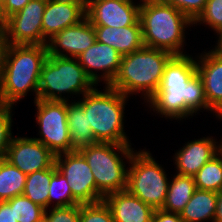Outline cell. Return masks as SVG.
Segmentation results:
<instances>
[{"instance_id": "52a82bcc", "label": "cell", "mask_w": 222, "mask_h": 222, "mask_svg": "<svg viewBox=\"0 0 222 222\" xmlns=\"http://www.w3.org/2000/svg\"><path fill=\"white\" fill-rule=\"evenodd\" d=\"M95 87L77 58L48 55L40 74L38 99L69 102V94L83 96Z\"/></svg>"}, {"instance_id": "4316f807", "label": "cell", "mask_w": 222, "mask_h": 222, "mask_svg": "<svg viewBox=\"0 0 222 222\" xmlns=\"http://www.w3.org/2000/svg\"><path fill=\"white\" fill-rule=\"evenodd\" d=\"M78 204L80 203L72 196L71 188L64 175L55 166V173L49 184L48 209L49 207H68Z\"/></svg>"}, {"instance_id": "7402d4cb", "label": "cell", "mask_w": 222, "mask_h": 222, "mask_svg": "<svg viewBox=\"0 0 222 222\" xmlns=\"http://www.w3.org/2000/svg\"><path fill=\"white\" fill-rule=\"evenodd\" d=\"M216 209L217 192L196 189L180 217L184 222H214Z\"/></svg>"}, {"instance_id": "ba28073f", "label": "cell", "mask_w": 222, "mask_h": 222, "mask_svg": "<svg viewBox=\"0 0 222 222\" xmlns=\"http://www.w3.org/2000/svg\"><path fill=\"white\" fill-rule=\"evenodd\" d=\"M150 151L134 150L128 162L126 190L153 209H162L166 201L170 177Z\"/></svg>"}, {"instance_id": "7c38bea8", "label": "cell", "mask_w": 222, "mask_h": 222, "mask_svg": "<svg viewBox=\"0 0 222 222\" xmlns=\"http://www.w3.org/2000/svg\"><path fill=\"white\" fill-rule=\"evenodd\" d=\"M141 1L134 0H89L86 3V18L93 26L125 27L141 25L139 21Z\"/></svg>"}, {"instance_id": "4fadbf2b", "label": "cell", "mask_w": 222, "mask_h": 222, "mask_svg": "<svg viewBox=\"0 0 222 222\" xmlns=\"http://www.w3.org/2000/svg\"><path fill=\"white\" fill-rule=\"evenodd\" d=\"M4 159L26 175L55 164V155L34 137L13 136Z\"/></svg>"}, {"instance_id": "9a60e30c", "label": "cell", "mask_w": 222, "mask_h": 222, "mask_svg": "<svg viewBox=\"0 0 222 222\" xmlns=\"http://www.w3.org/2000/svg\"><path fill=\"white\" fill-rule=\"evenodd\" d=\"M94 26L86 18L69 26L47 41L48 55L77 58L96 42Z\"/></svg>"}, {"instance_id": "d4e9b609", "label": "cell", "mask_w": 222, "mask_h": 222, "mask_svg": "<svg viewBox=\"0 0 222 222\" xmlns=\"http://www.w3.org/2000/svg\"><path fill=\"white\" fill-rule=\"evenodd\" d=\"M27 175L4 158H0V201L23 194Z\"/></svg>"}, {"instance_id": "ffe728a7", "label": "cell", "mask_w": 222, "mask_h": 222, "mask_svg": "<svg viewBox=\"0 0 222 222\" xmlns=\"http://www.w3.org/2000/svg\"><path fill=\"white\" fill-rule=\"evenodd\" d=\"M96 40L113 47L122 56L144 47L141 25L125 27L94 26Z\"/></svg>"}, {"instance_id": "e0dca14e", "label": "cell", "mask_w": 222, "mask_h": 222, "mask_svg": "<svg viewBox=\"0 0 222 222\" xmlns=\"http://www.w3.org/2000/svg\"><path fill=\"white\" fill-rule=\"evenodd\" d=\"M219 141L207 136L185 142L183 148L177 150L173 157L176 173L193 177L206 162L222 150V140Z\"/></svg>"}, {"instance_id": "d6986e66", "label": "cell", "mask_w": 222, "mask_h": 222, "mask_svg": "<svg viewBox=\"0 0 222 222\" xmlns=\"http://www.w3.org/2000/svg\"><path fill=\"white\" fill-rule=\"evenodd\" d=\"M103 200L110 208L114 222H152L155 209L127 190L110 193Z\"/></svg>"}, {"instance_id": "f1b7e54d", "label": "cell", "mask_w": 222, "mask_h": 222, "mask_svg": "<svg viewBox=\"0 0 222 222\" xmlns=\"http://www.w3.org/2000/svg\"><path fill=\"white\" fill-rule=\"evenodd\" d=\"M208 26L212 28L214 33L218 34L222 31V0H207L203 11L193 21V25Z\"/></svg>"}, {"instance_id": "8992f818", "label": "cell", "mask_w": 222, "mask_h": 222, "mask_svg": "<svg viewBox=\"0 0 222 222\" xmlns=\"http://www.w3.org/2000/svg\"><path fill=\"white\" fill-rule=\"evenodd\" d=\"M134 149L131 144L96 142L79 150L93 173L97 202L110 193L126 190L128 167L125 163L130 161Z\"/></svg>"}, {"instance_id": "ac0fdd59", "label": "cell", "mask_w": 222, "mask_h": 222, "mask_svg": "<svg viewBox=\"0 0 222 222\" xmlns=\"http://www.w3.org/2000/svg\"><path fill=\"white\" fill-rule=\"evenodd\" d=\"M196 57L197 73L202 79L208 106L222 120V56L215 50Z\"/></svg>"}, {"instance_id": "5b68a950", "label": "cell", "mask_w": 222, "mask_h": 222, "mask_svg": "<svg viewBox=\"0 0 222 222\" xmlns=\"http://www.w3.org/2000/svg\"><path fill=\"white\" fill-rule=\"evenodd\" d=\"M104 88L103 92L96 86L77 101L87 113L88 125L91 126L94 138L97 142L132 144L123 122L128 96L110 86Z\"/></svg>"}, {"instance_id": "2e32d148", "label": "cell", "mask_w": 222, "mask_h": 222, "mask_svg": "<svg viewBox=\"0 0 222 222\" xmlns=\"http://www.w3.org/2000/svg\"><path fill=\"white\" fill-rule=\"evenodd\" d=\"M86 19L85 0H47L42 18L43 38L48 41L63 29Z\"/></svg>"}, {"instance_id": "30bf717a", "label": "cell", "mask_w": 222, "mask_h": 222, "mask_svg": "<svg viewBox=\"0 0 222 222\" xmlns=\"http://www.w3.org/2000/svg\"><path fill=\"white\" fill-rule=\"evenodd\" d=\"M47 0H31L7 18L4 34L13 45H47L43 38L42 18Z\"/></svg>"}, {"instance_id": "8fae6325", "label": "cell", "mask_w": 222, "mask_h": 222, "mask_svg": "<svg viewBox=\"0 0 222 222\" xmlns=\"http://www.w3.org/2000/svg\"><path fill=\"white\" fill-rule=\"evenodd\" d=\"M55 166L64 175L72 196L80 204L97 202L96 182L85 157L79 151L55 156Z\"/></svg>"}, {"instance_id": "9c48e42d", "label": "cell", "mask_w": 222, "mask_h": 222, "mask_svg": "<svg viewBox=\"0 0 222 222\" xmlns=\"http://www.w3.org/2000/svg\"><path fill=\"white\" fill-rule=\"evenodd\" d=\"M36 123L39 126L37 141L44 144L55 156L71 152V141L67 122V101L37 99Z\"/></svg>"}, {"instance_id": "d6a6232c", "label": "cell", "mask_w": 222, "mask_h": 222, "mask_svg": "<svg viewBox=\"0 0 222 222\" xmlns=\"http://www.w3.org/2000/svg\"><path fill=\"white\" fill-rule=\"evenodd\" d=\"M194 21L203 11L207 0H163Z\"/></svg>"}, {"instance_id": "ab89813d", "label": "cell", "mask_w": 222, "mask_h": 222, "mask_svg": "<svg viewBox=\"0 0 222 222\" xmlns=\"http://www.w3.org/2000/svg\"><path fill=\"white\" fill-rule=\"evenodd\" d=\"M218 36V40L216 41L217 43H215V44H217L216 46H214V48H213V50H215L219 55H221L222 56V31L221 32H219L218 34H217Z\"/></svg>"}, {"instance_id": "1f68e13d", "label": "cell", "mask_w": 222, "mask_h": 222, "mask_svg": "<svg viewBox=\"0 0 222 222\" xmlns=\"http://www.w3.org/2000/svg\"><path fill=\"white\" fill-rule=\"evenodd\" d=\"M49 210V211H48ZM51 210V211H50ZM80 204L45 210V222H80Z\"/></svg>"}, {"instance_id": "f35d334b", "label": "cell", "mask_w": 222, "mask_h": 222, "mask_svg": "<svg viewBox=\"0 0 222 222\" xmlns=\"http://www.w3.org/2000/svg\"><path fill=\"white\" fill-rule=\"evenodd\" d=\"M7 23V17L4 13L3 3L0 1V32H4Z\"/></svg>"}, {"instance_id": "44dd1931", "label": "cell", "mask_w": 222, "mask_h": 222, "mask_svg": "<svg viewBox=\"0 0 222 222\" xmlns=\"http://www.w3.org/2000/svg\"><path fill=\"white\" fill-rule=\"evenodd\" d=\"M67 102V122L71 141V152L79 151L97 141L94 138L91 126L88 125L87 113L76 102Z\"/></svg>"}, {"instance_id": "83f0119b", "label": "cell", "mask_w": 222, "mask_h": 222, "mask_svg": "<svg viewBox=\"0 0 222 222\" xmlns=\"http://www.w3.org/2000/svg\"><path fill=\"white\" fill-rule=\"evenodd\" d=\"M7 202L13 207V215L17 222H43L45 208L33 203L24 195L16 196Z\"/></svg>"}, {"instance_id": "f546056e", "label": "cell", "mask_w": 222, "mask_h": 222, "mask_svg": "<svg viewBox=\"0 0 222 222\" xmlns=\"http://www.w3.org/2000/svg\"><path fill=\"white\" fill-rule=\"evenodd\" d=\"M80 222H114L112 213L104 200L80 204Z\"/></svg>"}, {"instance_id": "6da1fadb", "label": "cell", "mask_w": 222, "mask_h": 222, "mask_svg": "<svg viewBox=\"0 0 222 222\" xmlns=\"http://www.w3.org/2000/svg\"><path fill=\"white\" fill-rule=\"evenodd\" d=\"M146 104L150 110L156 111L155 114L170 120L183 121L201 110L210 111L217 119H221L208 106L203 82L197 73L196 57L193 58L189 53L174 55L168 61L159 88Z\"/></svg>"}, {"instance_id": "4dcf8cb0", "label": "cell", "mask_w": 222, "mask_h": 222, "mask_svg": "<svg viewBox=\"0 0 222 222\" xmlns=\"http://www.w3.org/2000/svg\"><path fill=\"white\" fill-rule=\"evenodd\" d=\"M13 106L0 103V158H4L12 140Z\"/></svg>"}, {"instance_id": "484cf974", "label": "cell", "mask_w": 222, "mask_h": 222, "mask_svg": "<svg viewBox=\"0 0 222 222\" xmlns=\"http://www.w3.org/2000/svg\"><path fill=\"white\" fill-rule=\"evenodd\" d=\"M193 178L197 189L220 192L222 190V150L206 162Z\"/></svg>"}, {"instance_id": "7a4b0ae2", "label": "cell", "mask_w": 222, "mask_h": 222, "mask_svg": "<svg viewBox=\"0 0 222 222\" xmlns=\"http://www.w3.org/2000/svg\"><path fill=\"white\" fill-rule=\"evenodd\" d=\"M139 21L144 46L186 55L185 30L193 27V21L177 8L163 0L141 1Z\"/></svg>"}, {"instance_id": "d590c367", "label": "cell", "mask_w": 222, "mask_h": 222, "mask_svg": "<svg viewBox=\"0 0 222 222\" xmlns=\"http://www.w3.org/2000/svg\"><path fill=\"white\" fill-rule=\"evenodd\" d=\"M10 46V42L6 38L4 32H0V80L3 76L7 52Z\"/></svg>"}, {"instance_id": "cb8c5ba5", "label": "cell", "mask_w": 222, "mask_h": 222, "mask_svg": "<svg viewBox=\"0 0 222 222\" xmlns=\"http://www.w3.org/2000/svg\"><path fill=\"white\" fill-rule=\"evenodd\" d=\"M55 173V164L48 169L27 174L23 194L33 203L48 209L49 184Z\"/></svg>"}, {"instance_id": "74e56055", "label": "cell", "mask_w": 222, "mask_h": 222, "mask_svg": "<svg viewBox=\"0 0 222 222\" xmlns=\"http://www.w3.org/2000/svg\"><path fill=\"white\" fill-rule=\"evenodd\" d=\"M214 222H222V190L217 192V209Z\"/></svg>"}, {"instance_id": "8d00e7d4", "label": "cell", "mask_w": 222, "mask_h": 222, "mask_svg": "<svg viewBox=\"0 0 222 222\" xmlns=\"http://www.w3.org/2000/svg\"><path fill=\"white\" fill-rule=\"evenodd\" d=\"M0 222H17L13 207L7 201H0Z\"/></svg>"}, {"instance_id": "e575fe53", "label": "cell", "mask_w": 222, "mask_h": 222, "mask_svg": "<svg viewBox=\"0 0 222 222\" xmlns=\"http://www.w3.org/2000/svg\"><path fill=\"white\" fill-rule=\"evenodd\" d=\"M152 222H184L180 214L166 212L162 209H156L153 214Z\"/></svg>"}, {"instance_id": "603a6c76", "label": "cell", "mask_w": 222, "mask_h": 222, "mask_svg": "<svg viewBox=\"0 0 222 222\" xmlns=\"http://www.w3.org/2000/svg\"><path fill=\"white\" fill-rule=\"evenodd\" d=\"M170 180L166 201L162 210L180 214L197 189L196 184L192 176L177 173Z\"/></svg>"}, {"instance_id": "5bb4252c", "label": "cell", "mask_w": 222, "mask_h": 222, "mask_svg": "<svg viewBox=\"0 0 222 222\" xmlns=\"http://www.w3.org/2000/svg\"><path fill=\"white\" fill-rule=\"evenodd\" d=\"M121 58L122 55L113 47L98 41L77 57L79 64L96 86L102 80L105 86L111 85L119 72Z\"/></svg>"}, {"instance_id": "3957f363", "label": "cell", "mask_w": 222, "mask_h": 222, "mask_svg": "<svg viewBox=\"0 0 222 222\" xmlns=\"http://www.w3.org/2000/svg\"><path fill=\"white\" fill-rule=\"evenodd\" d=\"M48 57L46 45L10 44L0 80V103L15 106L30 91L38 99L40 74Z\"/></svg>"}, {"instance_id": "277c9868", "label": "cell", "mask_w": 222, "mask_h": 222, "mask_svg": "<svg viewBox=\"0 0 222 222\" xmlns=\"http://www.w3.org/2000/svg\"><path fill=\"white\" fill-rule=\"evenodd\" d=\"M173 56L168 51L146 46L124 55L110 87L128 97L140 93L146 103L159 88L165 66Z\"/></svg>"}, {"instance_id": "836d02e7", "label": "cell", "mask_w": 222, "mask_h": 222, "mask_svg": "<svg viewBox=\"0 0 222 222\" xmlns=\"http://www.w3.org/2000/svg\"><path fill=\"white\" fill-rule=\"evenodd\" d=\"M31 0H5L3 3V9L6 17H10L21 9Z\"/></svg>"}]
</instances>
